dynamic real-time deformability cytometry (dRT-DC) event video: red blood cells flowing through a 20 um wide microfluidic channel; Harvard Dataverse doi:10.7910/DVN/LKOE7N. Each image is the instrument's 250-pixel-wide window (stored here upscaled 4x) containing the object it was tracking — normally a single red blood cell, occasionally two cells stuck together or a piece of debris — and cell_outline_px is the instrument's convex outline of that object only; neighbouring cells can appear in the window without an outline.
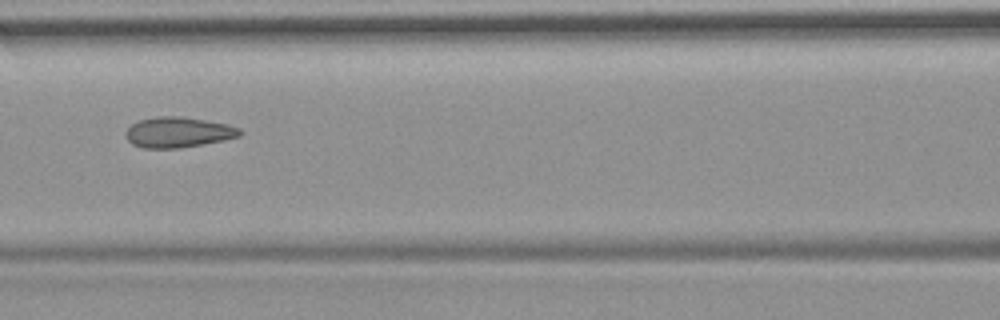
{"species": "common noctule bat (a hibernating species)", "species_latin": "Nyctalus noctula", "temperature_condition": "room temperature", "stored_images_in_passage": 9, "camera_frame_rate_fps": 3000, "um_per_image_px": 0.085, "animal": {"sex": "female", "body_mass_g": 19.9}, "frame": {"image": 1, "passage_image": 7, "time_ms": 7.333, "image_size_px": [1000, 320], "cell_outline_px": [[244, 132], [240, 136], [224, 140], [204, 144], [180, 148], [144, 148], [132, 144], [128, 140], [124, 132], [132, 124], [140, 120], [156, 116], [180, 116], [228, 124], [240, 128]], "centroid_in_image_um": [15.16, 11.24], "position_along_channel_um": 151.4, "area_um2": 20.35}}
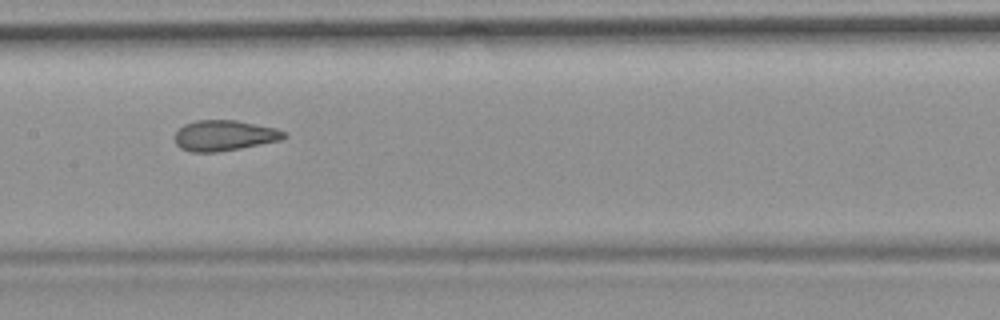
{"frame": {"image": 2, "passage_image": 8, "time_ms": 8.333, "image_size_px": [1000, 320], "cell_outline_px": [[288, 136], [280, 140], [240, 148], [216, 152], [192, 152], [180, 148], [176, 144], [176, 132], [184, 124], [196, 120], [236, 120], [276, 128], [284, 132]], "centroid_in_image_um": [19.06, 11.51], "position_along_channel_um": 188.3, "area_um2": 19.31}}
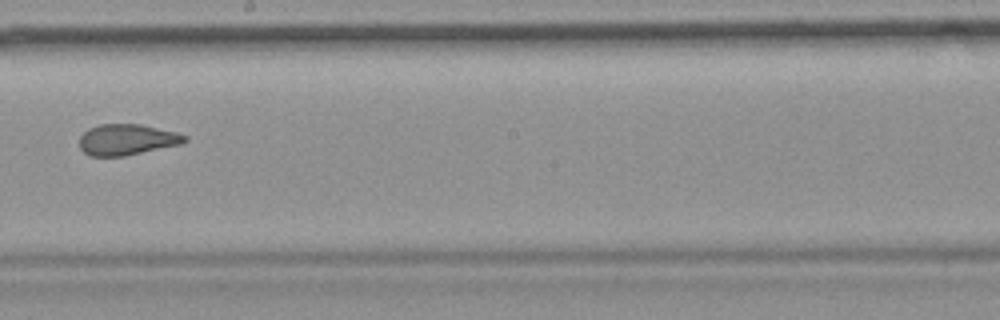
{"frame": {"image": 3, "passage_image": 9, "time_ms": 9.667, "image_size_px": [1000, 320], "cell_outline_px": [[188, 140], [180, 144], [124, 156], [88, 156], [80, 148], [80, 136], [88, 128], [100, 124], [140, 124], [176, 132], [188, 136]], "centroid_in_image_um": [10.77, 11.86], "position_along_channel_um": 237.4, "area_um2": 18.96}}